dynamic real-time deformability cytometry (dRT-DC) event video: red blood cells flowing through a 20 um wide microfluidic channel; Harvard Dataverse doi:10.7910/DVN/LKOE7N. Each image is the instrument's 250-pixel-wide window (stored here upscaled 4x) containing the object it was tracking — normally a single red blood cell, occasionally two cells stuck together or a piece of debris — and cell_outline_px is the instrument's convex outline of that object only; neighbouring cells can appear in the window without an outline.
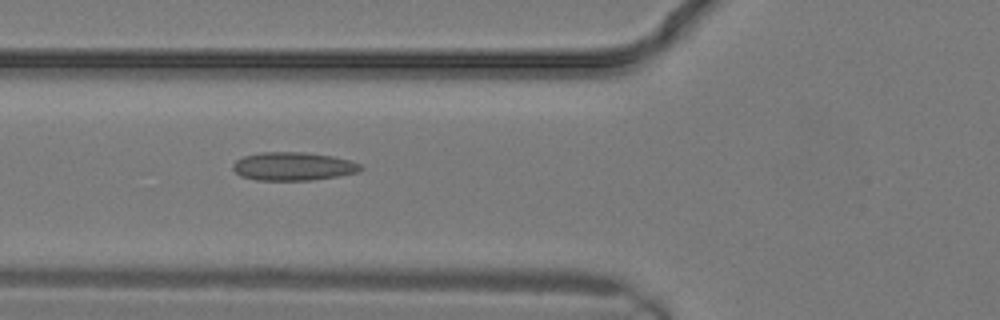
{"species": "common noctule bat (a hibernating species)", "species_latin": "Nyctalus noctula", "temperature_condition": "warm", "stored_images_in_passage": 6, "camera_frame_rate_fps": 3000, "um_per_image_px": 0.085, "animal": {"sex": "male", "body_mass_g": 19.2, "forearm_length_mm": 51.8}, "frame": {"image": 1, "passage_image": 3, "time_ms": 0.667, "image_size_px": [1000, 320], "cell_outline_px": [[364, 168], [356, 172], [336, 176], [312, 180], [256, 180], [240, 176], [232, 168], [232, 164], [236, 160], [244, 156], [260, 152], [304, 152], [332, 156], [348, 160], [360, 164]], "centroid_in_image_um": [24.87, 14.13], "position_along_channel_um": 100.9, "area_um2": 20.98}}
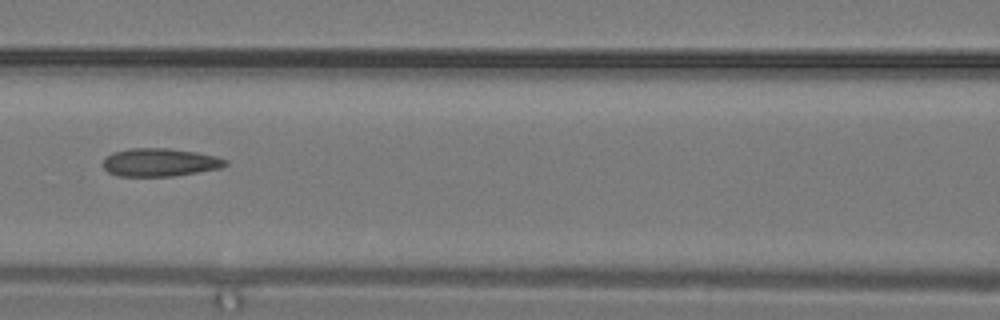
{"frame": {"image": 2, "passage_image": 5, "time_ms": 1.333, "image_size_px": [1000, 320], "cell_outline_px": [[228, 164], [220, 168], [172, 176], [116, 176], [108, 172], [104, 168], [104, 160], [112, 152], [132, 148], [168, 148], [196, 152], [216, 156], [228, 160]], "centroid_in_image_um": [13.59, 13.8], "position_along_channel_um": 153.0, "area_um2": 19.94}}